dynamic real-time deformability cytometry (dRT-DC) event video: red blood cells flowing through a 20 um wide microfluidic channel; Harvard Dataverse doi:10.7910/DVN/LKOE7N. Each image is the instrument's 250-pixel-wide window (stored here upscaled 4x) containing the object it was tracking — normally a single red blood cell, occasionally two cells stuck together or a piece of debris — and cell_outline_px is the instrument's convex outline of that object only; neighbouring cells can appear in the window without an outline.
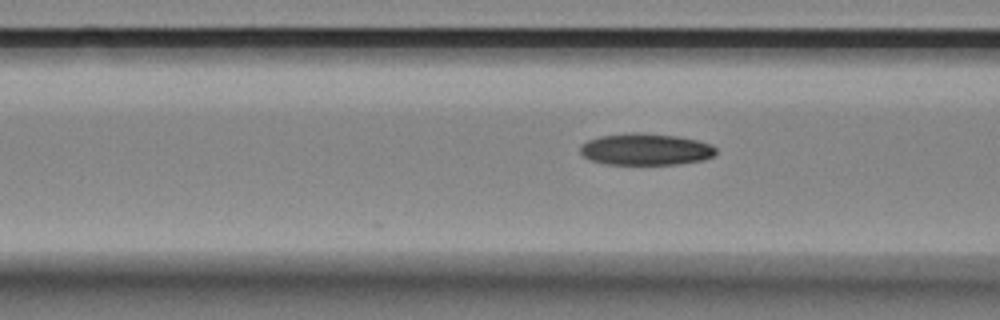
{"species": "Egyptian fruit bat (a non-hibernating species)", "species_latin": "Rousettus aegyptiacus", "temperature_condition": "room temperature", "stored_images_in_passage": 6, "camera_frame_rate_fps": 3000, "um_per_image_px": 0.085, "animal": {"sex": "female"}, "frame": {"image": 1, "passage_image": 6, "time_ms": 1.667, "image_size_px": [1000, 320], "cell_outline_px": [[716, 152], [712, 156], [704, 160], [676, 164], [604, 164], [592, 160], [584, 156], [580, 152], [580, 144], [588, 140], [600, 136], [628, 132], [640, 132], [676, 136], [696, 140], [712, 144], [716, 148]], "centroid_in_image_um": [54.87, 12.68], "position_along_channel_um": 111.7, "area_um2": 25.14}}